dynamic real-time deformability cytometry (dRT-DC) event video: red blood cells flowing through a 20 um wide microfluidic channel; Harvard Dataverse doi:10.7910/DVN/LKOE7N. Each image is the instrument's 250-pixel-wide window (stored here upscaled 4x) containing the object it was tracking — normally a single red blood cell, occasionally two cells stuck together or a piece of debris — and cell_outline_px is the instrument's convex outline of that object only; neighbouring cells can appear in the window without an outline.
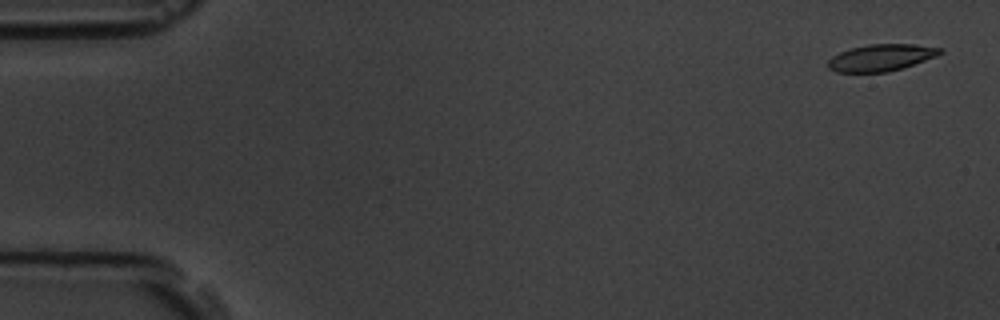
{"species": "common noctule bat (a hibernating species)", "species_latin": "Nyctalus noctula", "temperature_condition": "room temperature", "stored_images_in_passage": 56, "camera_frame_rate_fps": 3000, "um_per_image_px": 0.085, "animal": {"sex": "male", "body_mass_g": 19.5, "forearm_length_mm": 54.6}, "frame": {"image": 1, "passage_image": 2, "time_ms": 0.333, "image_size_px": [1000, 320], "cell_outline_px": [[944, 52], [936, 56], [904, 68], [888, 72], [836, 72], [828, 68], [828, 60], [832, 56], [840, 52], [852, 48], [868, 44], [912, 44], [940, 48]], "centroid_in_image_um": [74.89, 4.9], "position_along_channel_um": 10.1, "area_um2": 17.46}}
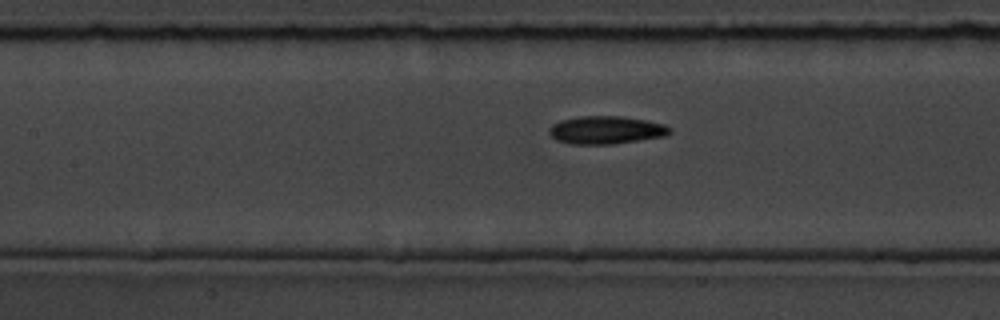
{"frame": {"image": 2, "passage_image": 25, "time_ms": 8.0, "image_size_px": [1000, 320], "cell_outline_px": [[672, 132], [664, 136], [612, 144], [572, 144], [556, 140], [548, 132], [548, 128], [552, 124], [560, 120], [580, 116], [620, 116], [644, 120], [664, 124], [672, 128]], "centroid_in_image_um": [51.49, 11.05], "position_along_channel_um": 155.9, "area_um2": 19.59}}
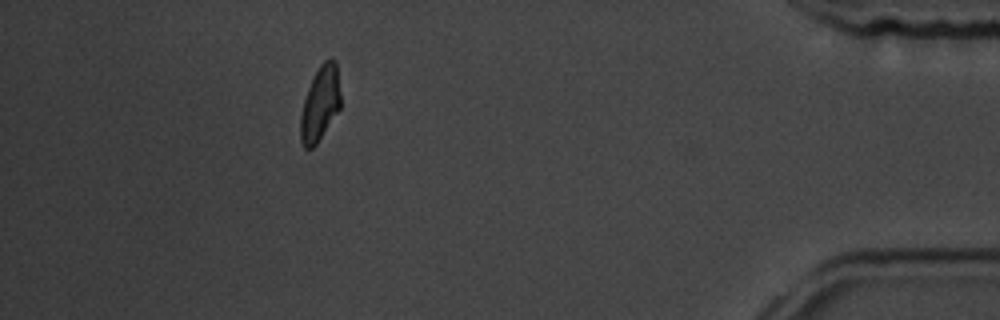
{"frame": {"image": 3, "passage_image": 50, "time_ms": 16.333, "image_size_px": [1000, 320], "cell_outline_px": [[340, 108], [316, 144], [312, 148], [304, 148], [300, 140], [300, 116], [304, 100], [308, 88], [320, 64], [324, 60], [332, 56], [336, 60], [340, 92]], "centroid_in_image_um": [27.21, 8.78], "position_along_channel_um": 408.0, "area_um2": 17.34}, "authors_computed_cell_mechanics": {"area_um2": 18.2937, "velocity_mm_per_s": 3.6675, "shape_relaxation_time_tau1_ms": 5.8039, "shape_relaxation_time_tau2_ms": 2.9341, "deformation_change_tau1": 0.1435, "deformation_change_tau2": 0.0957}}